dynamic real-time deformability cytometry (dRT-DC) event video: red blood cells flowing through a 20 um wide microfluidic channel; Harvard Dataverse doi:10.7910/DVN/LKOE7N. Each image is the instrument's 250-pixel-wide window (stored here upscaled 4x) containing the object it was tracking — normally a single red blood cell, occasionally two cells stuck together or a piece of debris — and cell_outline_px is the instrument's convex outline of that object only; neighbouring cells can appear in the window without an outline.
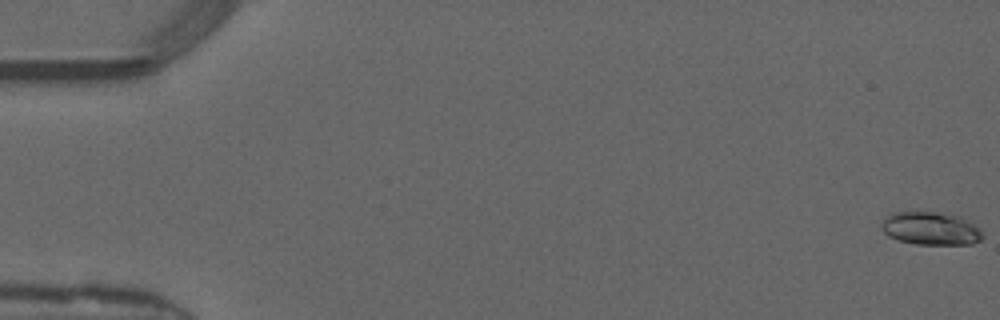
{"species": "common noctule bat (a hibernating species)", "species_latin": "Nyctalus noctula", "temperature_condition": "warm", "stored_images_in_passage": 15, "camera_frame_rate_fps": 3000, "um_per_image_px": 0.085, "animal": {"sex": "male", "forearm_length_mm": 52.5}, "frame": {"image": 1, "passage_image": 1, "time_ms": 0.0, "image_size_px": [1000, 320], "cell_outline_px": [[984, 236], [980, 240], [972, 244], [916, 244], [900, 240], [888, 236], [880, 228], [880, 224], [884, 216], [892, 212], [916, 208], [940, 212], [960, 216], [968, 220]], "centroid_in_image_um": [79.01, 19.35], "position_along_channel_um": 6.0, "area_um2": 20.17}}